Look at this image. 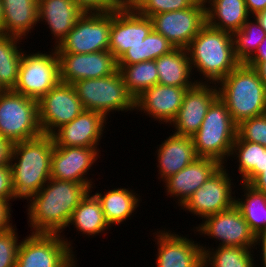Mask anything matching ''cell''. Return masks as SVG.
Returning a JSON list of instances; mask_svg holds the SVG:
<instances>
[{"mask_svg": "<svg viewBox=\"0 0 266 267\" xmlns=\"http://www.w3.org/2000/svg\"><path fill=\"white\" fill-rule=\"evenodd\" d=\"M93 186L50 178L28 200L27 217L32 233L61 234L73 211Z\"/></svg>", "mask_w": 266, "mask_h": 267, "instance_id": "cell-1", "label": "cell"}, {"mask_svg": "<svg viewBox=\"0 0 266 267\" xmlns=\"http://www.w3.org/2000/svg\"><path fill=\"white\" fill-rule=\"evenodd\" d=\"M54 146L52 136L44 134L12 144L10 166L16 200L28 201L49 181Z\"/></svg>", "mask_w": 266, "mask_h": 267, "instance_id": "cell-2", "label": "cell"}, {"mask_svg": "<svg viewBox=\"0 0 266 267\" xmlns=\"http://www.w3.org/2000/svg\"><path fill=\"white\" fill-rule=\"evenodd\" d=\"M186 49L192 72L195 68L203 76L199 83L217 84L240 64L234 53L233 34L207 23Z\"/></svg>", "mask_w": 266, "mask_h": 267, "instance_id": "cell-3", "label": "cell"}, {"mask_svg": "<svg viewBox=\"0 0 266 267\" xmlns=\"http://www.w3.org/2000/svg\"><path fill=\"white\" fill-rule=\"evenodd\" d=\"M216 85L219 99L237 125L266 113V85L255 68L240 63Z\"/></svg>", "mask_w": 266, "mask_h": 267, "instance_id": "cell-4", "label": "cell"}, {"mask_svg": "<svg viewBox=\"0 0 266 267\" xmlns=\"http://www.w3.org/2000/svg\"><path fill=\"white\" fill-rule=\"evenodd\" d=\"M237 137V124L219 97L211 104L201 127L192 136L198 157L216 159L226 164Z\"/></svg>", "mask_w": 266, "mask_h": 267, "instance_id": "cell-5", "label": "cell"}, {"mask_svg": "<svg viewBox=\"0 0 266 267\" xmlns=\"http://www.w3.org/2000/svg\"><path fill=\"white\" fill-rule=\"evenodd\" d=\"M72 85L83 109L99 112L107 120L110 112L135 110V98L127 90L118 69L109 76L78 80Z\"/></svg>", "mask_w": 266, "mask_h": 267, "instance_id": "cell-6", "label": "cell"}, {"mask_svg": "<svg viewBox=\"0 0 266 267\" xmlns=\"http://www.w3.org/2000/svg\"><path fill=\"white\" fill-rule=\"evenodd\" d=\"M42 135L38 100L7 90L0 95V136L12 144Z\"/></svg>", "mask_w": 266, "mask_h": 267, "instance_id": "cell-7", "label": "cell"}, {"mask_svg": "<svg viewBox=\"0 0 266 267\" xmlns=\"http://www.w3.org/2000/svg\"><path fill=\"white\" fill-rule=\"evenodd\" d=\"M73 248L63 234L31 233L19 245L16 267H77Z\"/></svg>", "mask_w": 266, "mask_h": 267, "instance_id": "cell-8", "label": "cell"}, {"mask_svg": "<svg viewBox=\"0 0 266 267\" xmlns=\"http://www.w3.org/2000/svg\"><path fill=\"white\" fill-rule=\"evenodd\" d=\"M60 82L59 59L56 49L49 53H23L14 91L40 100Z\"/></svg>", "mask_w": 266, "mask_h": 267, "instance_id": "cell-9", "label": "cell"}, {"mask_svg": "<svg viewBox=\"0 0 266 267\" xmlns=\"http://www.w3.org/2000/svg\"><path fill=\"white\" fill-rule=\"evenodd\" d=\"M112 12L84 13L55 48L57 53H92L108 50Z\"/></svg>", "mask_w": 266, "mask_h": 267, "instance_id": "cell-10", "label": "cell"}, {"mask_svg": "<svg viewBox=\"0 0 266 267\" xmlns=\"http://www.w3.org/2000/svg\"><path fill=\"white\" fill-rule=\"evenodd\" d=\"M194 229V233L198 232L197 234L201 236L207 235L208 238L217 239L220 242L219 246L255 248L256 250L258 248L255 247L256 235L235 204L227 210L205 217L202 223Z\"/></svg>", "mask_w": 266, "mask_h": 267, "instance_id": "cell-11", "label": "cell"}, {"mask_svg": "<svg viewBox=\"0 0 266 267\" xmlns=\"http://www.w3.org/2000/svg\"><path fill=\"white\" fill-rule=\"evenodd\" d=\"M226 165H222L193 195L181 206L197 217H205L227 210L235 204V191ZM232 183V184H231Z\"/></svg>", "mask_w": 266, "mask_h": 267, "instance_id": "cell-12", "label": "cell"}, {"mask_svg": "<svg viewBox=\"0 0 266 267\" xmlns=\"http://www.w3.org/2000/svg\"><path fill=\"white\" fill-rule=\"evenodd\" d=\"M83 110L74 86L60 81L38 101L42 134L51 135L60 126L75 119Z\"/></svg>", "mask_w": 266, "mask_h": 267, "instance_id": "cell-13", "label": "cell"}, {"mask_svg": "<svg viewBox=\"0 0 266 267\" xmlns=\"http://www.w3.org/2000/svg\"><path fill=\"white\" fill-rule=\"evenodd\" d=\"M150 19L155 32L175 48L186 49L206 24V6L195 3L190 8L155 14Z\"/></svg>", "mask_w": 266, "mask_h": 267, "instance_id": "cell-14", "label": "cell"}, {"mask_svg": "<svg viewBox=\"0 0 266 267\" xmlns=\"http://www.w3.org/2000/svg\"><path fill=\"white\" fill-rule=\"evenodd\" d=\"M152 30L149 17L140 15L132 6L120 7L112 12L108 50L118 60L129 48L143 42Z\"/></svg>", "mask_w": 266, "mask_h": 267, "instance_id": "cell-15", "label": "cell"}, {"mask_svg": "<svg viewBox=\"0 0 266 267\" xmlns=\"http://www.w3.org/2000/svg\"><path fill=\"white\" fill-rule=\"evenodd\" d=\"M60 81L73 84L78 80L102 78L113 74L117 60L109 50L92 53H57Z\"/></svg>", "mask_w": 266, "mask_h": 267, "instance_id": "cell-16", "label": "cell"}, {"mask_svg": "<svg viewBox=\"0 0 266 267\" xmlns=\"http://www.w3.org/2000/svg\"><path fill=\"white\" fill-rule=\"evenodd\" d=\"M100 152L98 147L54 146L50 165L51 178L83 183L85 186L95 185L93 179L86 175Z\"/></svg>", "mask_w": 266, "mask_h": 267, "instance_id": "cell-17", "label": "cell"}, {"mask_svg": "<svg viewBox=\"0 0 266 267\" xmlns=\"http://www.w3.org/2000/svg\"><path fill=\"white\" fill-rule=\"evenodd\" d=\"M218 98L216 84L196 83L184 95L183 103L176 118L170 125L174 134L192 137L201 127L211 104Z\"/></svg>", "mask_w": 266, "mask_h": 267, "instance_id": "cell-18", "label": "cell"}, {"mask_svg": "<svg viewBox=\"0 0 266 267\" xmlns=\"http://www.w3.org/2000/svg\"><path fill=\"white\" fill-rule=\"evenodd\" d=\"M153 235L157 240V267H204L199 242L167 229L156 231Z\"/></svg>", "mask_w": 266, "mask_h": 267, "instance_id": "cell-19", "label": "cell"}, {"mask_svg": "<svg viewBox=\"0 0 266 267\" xmlns=\"http://www.w3.org/2000/svg\"><path fill=\"white\" fill-rule=\"evenodd\" d=\"M107 120L99 112L83 110L75 119L56 129L52 134L57 147H98ZM105 124V125H104Z\"/></svg>", "mask_w": 266, "mask_h": 267, "instance_id": "cell-20", "label": "cell"}, {"mask_svg": "<svg viewBox=\"0 0 266 267\" xmlns=\"http://www.w3.org/2000/svg\"><path fill=\"white\" fill-rule=\"evenodd\" d=\"M189 88L191 87L156 84L135 99V111L141 110L142 113L154 118V121L170 125L176 118Z\"/></svg>", "mask_w": 266, "mask_h": 267, "instance_id": "cell-21", "label": "cell"}, {"mask_svg": "<svg viewBox=\"0 0 266 267\" xmlns=\"http://www.w3.org/2000/svg\"><path fill=\"white\" fill-rule=\"evenodd\" d=\"M221 166L216 159L198 157L177 174L163 181L167 196L178 198V206H182Z\"/></svg>", "mask_w": 266, "mask_h": 267, "instance_id": "cell-22", "label": "cell"}, {"mask_svg": "<svg viewBox=\"0 0 266 267\" xmlns=\"http://www.w3.org/2000/svg\"><path fill=\"white\" fill-rule=\"evenodd\" d=\"M85 12L73 0H38V21L49 25L54 48L68 35Z\"/></svg>", "mask_w": 266, "mask_h": 267, "instance_id": "cell-23", "label": "cell"}, {"mask_svg": "<svg viewBox=\"0 0 266 267\" xmlns=\"http://www.w3.org/2000/svg\"><path fill=\"white\" fill-rule=\"evenodd\" d=\"M164 140L155 151L158 163V179L166 180L170 176L177 174L187 165L194 162L198 156L195 151L193 138L172 134Z\"/></svg>", "mask_w": 266, "mask_h": 267, "instance_id": "cell-24", "label": "cell"}, {"mask_svg": "<svg viewBox=\"0 0 266 267\" xmlns=\"http://www.w3.org/2000/svg\"><path fill=\"white\" fill-rule=\"evenodd\" d=\"M158 72V84L193 87L199 80H195L187 49L174 48L169 53L155 60Z\"/></svg>", "mask_w": 266, "mask_h": 267, "instance_id": "cell-25", "label": "cell"}, {"mask_svg": "<svg viewBox=\"0 0 266 267\" xmlns=\"http://www.w3.org/2000/svg\"><path fill=\"white\" fill-rule=\"evenodd\" d=\"M2 5L3 35L23 39L38 25V0H2Z\"/></svg>", "mask_w": 266, "mask_h": 267, "instance_id": "cell-26", "label": "cell"}, {"mask_svg": "<svg viewBox=\"0 0 266 267\" xmlns=\"http://www.w3.org/2000/svg\"><path fill=\"white\" fill-rule=\"evenodd\" d=\"M94 195L101 204L105 220L110 228L112 225H121L128 218L131 220L130 216L141 203L140 196L134 190L125 187L114 188L103 194L98 191Z\"/></svg>", "mask_w": 266, "mask_h": 267, "instance_id": "cell-27", "label": "cell"}, {"mask_svg": "<svg viewBox=\"0 0 266 267\" xmlns=\"http://www.w3.org/2000/svg\"><path fill=\"white\" fill-rule=\"evenodd\" d=\"M207 6L206 23L213 28L232 34L240 30L251 17L245 0H212Z\"/></svg>", "mask_w": 266, "mask_h": 267, "instance_id": "cell-28", "label": "cell"}, {"mask_svg": "<svg viewBox=\"0 0 266 267\" xmlns=\"http://www.w3.org/2000/svg\"><path fill=\"white\" fill-rule=\"evenodd\" d=\"M92 188L82 199L80 204L73 211L68 227L73 225L78 233L88 237L99 235L109 229V224L105 220L104 212L97 197L92 193ZM80 231V232H79Z\"/></svg>", "mask_w": 266, "mask_h": 267, "instance_id": "cell-29", "label": "cell"}, {"mask_svg": "<svg viewBox=\"0 0 266 267\" xmlns=\"http://www.w3.org/2000/svg\"><path fill=\"white\" fill-rule=\"evenodd\" d=\"M229 157L237 159L240 182L249 184L266 167V147L249 141H234Z\"/></svg>", "mask_w": 266, "mask_h": 267, "instance_id": "cell-30", "label": "cell"}, {"mask_svg": "<svg viewBox=\"0 0 266 267\" xmlns=\"http://www.w3.org/2000/svg\"><path fill=\"white\" fill-rule=\"evenodd\" d=\"M201 245L204 267H256L254 248L218 246L216 249Z\"/></svg>", "mask_w": 266, "mask_h": 267, "instance_id": "cell-31", "label": "cell"}, {"mask_svg": "<svg viewBox=\"0 0 266 267\" xmlns=\"http://www.w3.org/2000/svg\"><path fill=\"white\" fill-rule=\"evenodd\" d=\"M242 198H235V205L241 211L245 221L255 235L266 231V194L253 189L248 184H241Z\"/></svg>", "mask_w": 266, "mask_h": 267, "instance_id": "cell-32", "label": "cell"}, {"mask_svg": "<svg viewBox=\"0 0 266 267\" xmlns=\"http://www.w3.org/2000/svg\"><path fill=\"white\" fill-rule=\"evenodd\" d=\"M21 40V41H20ZM21 38L0 34V82L7 90L14 89L19 76L23 51Z\"/></svg>", "mask_w": 266, "mask_h": 267, "instance_id": "cell-33", "label": "cell"}, {"mask_svg": "<svg viewBox=\"0 0 266 267\" xmlns=\"http://www.w3.org/2000/svg\"><path fill=\"white\" fill-rule=\"evenodd\" d=\"M175 47L161 34L152 30L139 45L129 48L117 60V65H132L156 60Z\"/></svg>", "mask_w": 266, "mask_h": 267, "instance_id": "cell-34", "label": "cell"}, {"mask_svg": "<svg viewBox=\"0 0 266 267\" xmlns=\"http://www.w3.org/2000/svg\"><path fill=\"white\" fill-rule=\"evenodd\" d=\"M129 93L136 99L146 89L158 84L155 60L132 65H117Z\"/></svg>", "mask_w": 266, "mask_h": 267, "instance_id": "cell-35", "label": "cell"}, {"mask_svg": "<svg viewBox=\"0 0 266 267\" xmlns=\"http://www.w3.org/2000/svg\"><path fill=\"white\" fill-rule=\"evenodd\" d=\"M253 18L251 21L250 19ZM266 37L254 16H251L242 28L233 33L234 53L240 63H245L256 51L259 44Z\"/></svg>", "mask_w": 266, "mask_h": 267, "instance_id": "cell-36", "label": "cell"}, {"mask_svg": "<svg viewBox=\"0 0 266 267\" xmlns=\"http://www.w3.org/2000/svg\"><path fill=\"white\" fill-rule=\"evenodd\" d=\"M194 4L193 0H137L132 7L140 15L150 18L155 14L190 8Z\"/></svg>", "mask_w": 266, "mask_h": 267, "instance_id": "cell-37", "label": "cell"}, {"mask_svg": "<svg viewBox=\"0 0 266 267\" xmlns=\"http://www.w3.org/2000/svg\"><path fill=\"white\" fill-rule=\"evenodd\" d=\"M235 141H249L266 147V113L241 121Z\"/></svg>", "mask_w": 266, "mask_h": 267, "instance_id": "cell-38", "label": "cell"}, {"mask_svg": "<svg viewBox=\"0 0 266 267\" xmlns=\"http://www.w3.org/2000/svg\"><path fill=\"white\" fill-rule=\"evenodd\" d=\"M16 226L0 232V267H16L19 245Z\"/></svg>", "mask_w": 266, "mask_h": 267, "instance_id": "cell-39", "label": "cell"}, {"mask_svg": "<svg viewBox=\"0 0 266 267\" xmlns=\"http://www.w3.org/2000/svg\"><path fill=\"white\" fill-rule=\"evenodd\" d=\"M85 13H107L121 6L115 0H73Z\"/></svg>", "mask_w": 266, "mask_h": 267, "instance_id": "cell-40", "label": "cell"}, {"mask_svg": "<svg viewBox=\"0 0 266 267\" xmlns=\"http://www.w3.org/2000/svg\"><path fill=\"white\" fill-rule=\"evenodd\" d=\"M13 201L16 199L12 185V170L10 165L0 166V200Z\"/></svg>", "mask_w": 266, "mask_h": 267, "instance_id": "cell-41", "label": "cell"}, {"mask_svg": "<svg viewBox=\"0 0 266 267\" xmlns=\"http://www.w3.org/2000/svg\"><path fill=\"white\" fill-rule=\"evenodd\" d=\"M11 202L0 200V232L8 230L15 225H12L11 220ZM11 221V222H10Z\"/></svg>", "mask_w": 266, "mask_h": 267, "instance_id": "cell-42", "label": "cell"}, {"mask_svg": "<svg viewBox=\"0 0 266 267\" xmlns=\"http://www.w3.org/2000/svg\"><path fill=\"white\" fill-rule=\"evenodd\" d=\"M264 56H266V37L259 44L255 53L245 62V64L252 68H256L262 61H264Z\"/></svg>", "mask_w": 266, "mask_h": 267, "instance_id": "cell-43", "label": "cell"}, {"mask_svg": "<svg viewBox=\"0 0 266 267\" xmlns=\"http://www.w3.org/2000/svg\"><path fill=\"white\" fill-rule=\"evenodd\" d=\"M12 143L0 136V166L10 165Z\"/></svg>", "mask_w": 266, "mask_h": 267, "instance_id": "cell-44", "label": "cell"}, {"mask_svg": "<svg viewBox=\"0 0 266 267\" xmlns=\"http://www.w3.org/2000/svg\"><path fill=\"white\" fill-rule=\"evenodd\" d=\"M248 185L256 191L266 194V167Z\"/></svg>", "mask_w": 266, "mask_h": 267, "instance_id": "cell-45", "label": "cell"}, {"mask_svg": "<svg viewBox=\"0 0 266 267\" xmlns=\"http://www.w3.org/2000/svg\"><path fill=\"white\" fill-rule=\"evenodd\" d=\"M245 4L251 16L266 9V0H245Z\"/></svg>", "mask_w": 266, "mask_h": 267, "instance_id": "cell-46", "label": "cell"}, {"mask_svg": "<svg viewBox=\"0 0 266 267\" xmlns=\"http://www.w3.org/2000/svg\"><path fill=\"white\" fill-rule=\"evenodd\" d=\"M259 245L258 247L260 249L261 252V263H262V267H266V231L260 232L259 234L256 235V239H255V246ZM261 245V246H260Z\"/></svg>", "mask_w": 266, "mask_h": 267, "instance_id": "cell-47", "label": "cell"}, {"mask_svg": "<svg viewBox=\"0 0 266 267\" xmlns=\"http://www.w3.org/2000/svg\"><path fill=\"white\" fill-rule=\"evenodd\" d=\"M255 69L258 72L260 79L266 85V56H264V61H262Z\"/></svg>", "mask_w": 266, "mask_h": 267, "instance_id": "cell-48", "label": "cell"}, {"mask_svg": "<svg viewBox=\"0 0 266 267\" xmlns=\"http://www.w3.org/2000/svg\"><path fill=\"white\" fill-rule=\"evenodd\" d=\"M254 17L259 22L261 28L266 32V9L257 12Z\"/></svg>", "mask_w": 266, "mask_h": 267, "instance_id": "cell-49", "label": "cell"}, {"mask_svg": "<svg viewBox=\"0 0 266 267\" xmlns=\"http://www.w3.org/2000/svg\"><path fill=\"white\" fill-rule=\"evenodd\" d=\"M121 7L132 6L137 0H115Z\"/></svg>", "mask_w": 266, "mask_h": 267, "instance_id": "cell-50", "label": "cell"}, {"mask_svg": "<svg viewBox=\"0 0 266 267\" xmlns=\"http://www.w3.org/2000/svg\"><path fill=\"white\" fill-rule=\"evenodd\" d=\"M3 17H4V9L2 5V0H0V34L3 35Z\"/></svg>", "mask_w": 266, "mask_h": 267, "instance_id": "cell-51", "label": "cell"}, {"mask_svg": "<svg viewBox=\"0 0 266 267\" xmlns=\"http://www.w3.org/2000/svg\"><path fill=\"white\" fill-rule=\"evenodd\" d=\"M195 3L207 6L212 0H193Z\"/></svg>", "mask_w": 266, "mask_h": 267, "instance_id": "cell-52", "label": "cell"}, {"mask_svg": "<svg viewBox=\"0 0 266 267\" xmlns=\"http://www.w3.org/2000/svg\"><path fill=\"white\" fill-rule=\"evenodd\" d=\"M7 91V89L4 87V85L0 82V95L4 94Z\"/></svg>", "mask_w": 266, "mask_h": 267, "instance_id": "cell-53", "label": "cell"}]
</instances>
